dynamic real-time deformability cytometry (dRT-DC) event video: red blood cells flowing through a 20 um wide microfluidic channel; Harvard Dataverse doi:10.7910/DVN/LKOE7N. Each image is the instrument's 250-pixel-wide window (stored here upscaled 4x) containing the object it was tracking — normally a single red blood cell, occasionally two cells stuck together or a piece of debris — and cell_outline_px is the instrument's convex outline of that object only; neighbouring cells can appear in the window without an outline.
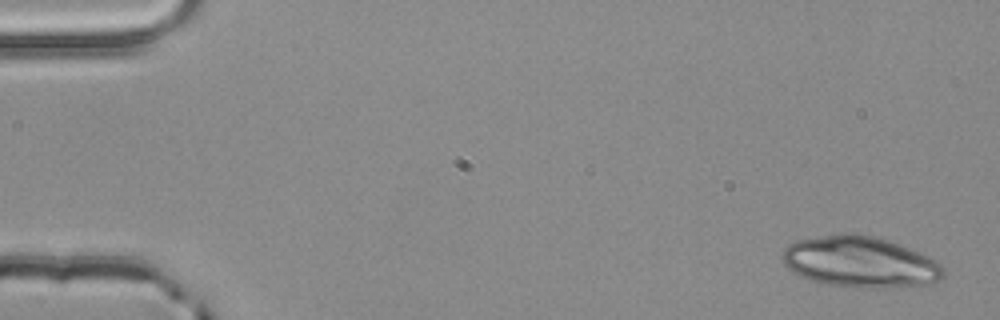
{"species": "common noctule bat (a hibernating species)", "species_latin": "Nyctalus noctula", "temperature_condition": "room temperature", "stored_images_in_passage": 4, "camera_frame_rate_fps": 3000, "um_per_image_px": 0.085, "animal": {"sex": "male", "body_mass_g": 20.4}, "frame": {"image": 1, "passage_image": 1, "time_ms": 0.0, "image_size_px": [1000, 320], "cell_outline_px": [[944, 276], [940, 280], [928, 284], [900, 288], [864, 288], [828, 284], [812, 280], [800, 276], [792, 272], [784, 264], [784, 248], [788, 244], [796, 240], [844, 232], [852, 232], [872, 236], [888, 240], [900, 244], [920, 252], [936, 260], [944, 268]], "centroid_in_image_um": [73.15, 22.27], "position_along_channel_um": 11.8, "area_um2": 48.32}}